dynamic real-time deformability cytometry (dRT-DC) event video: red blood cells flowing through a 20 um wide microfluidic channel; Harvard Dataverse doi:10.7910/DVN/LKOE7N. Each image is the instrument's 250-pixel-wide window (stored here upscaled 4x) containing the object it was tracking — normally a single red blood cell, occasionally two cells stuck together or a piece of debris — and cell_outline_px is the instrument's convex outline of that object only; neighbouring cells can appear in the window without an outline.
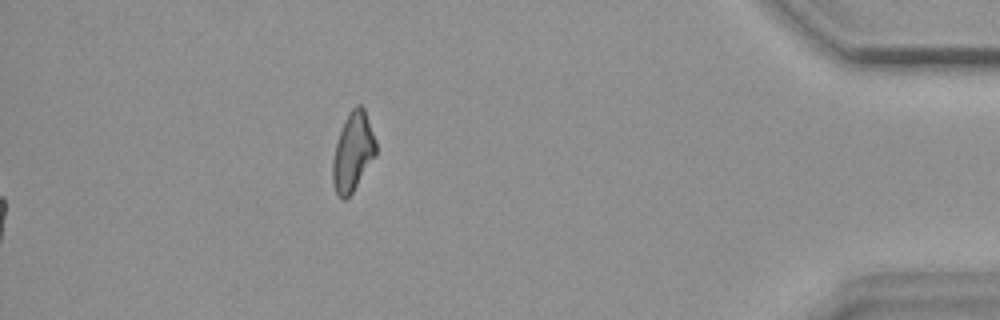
{"species": "common noctule bat (a hibernating species)", "species_latin": "Nyctalus noctula", "temperature_condition": "warm", "stored_images_in_passage": 54, "camera_frame_rate_fps": 3000, "um_per_image_px": 0.085, "animal": {"sex": "female", "body_mass_g": 18.4}, "frame": {"image": 1, "passage_image": 54, "time_ms": 17.667, "image_size_px": [1000, 320], "cell_outline_px": [[376, 156], [352, 192], [344, 200], [340, 200], [332, 184], [332, 160], [336, 144], [344, 120], [348, 112], [356, 104], [360, 104], [364, 108], [376, 140]], "centroid_in_image_um": [29.99, 12.91], "position_along_channel_um": 405.2, "area_um2": 19.94}, "authors_computed_cell_mechanics": {"area_um2": 16.473, "velocity_mm_per_s": 3.8531, "shape_relaxation_time_tau1_ms": null, "shape_relaxation_time_tau2_ms": 6.2931, "deformation_change_tau1": null, "deformation_change_tau2": 0.148}}